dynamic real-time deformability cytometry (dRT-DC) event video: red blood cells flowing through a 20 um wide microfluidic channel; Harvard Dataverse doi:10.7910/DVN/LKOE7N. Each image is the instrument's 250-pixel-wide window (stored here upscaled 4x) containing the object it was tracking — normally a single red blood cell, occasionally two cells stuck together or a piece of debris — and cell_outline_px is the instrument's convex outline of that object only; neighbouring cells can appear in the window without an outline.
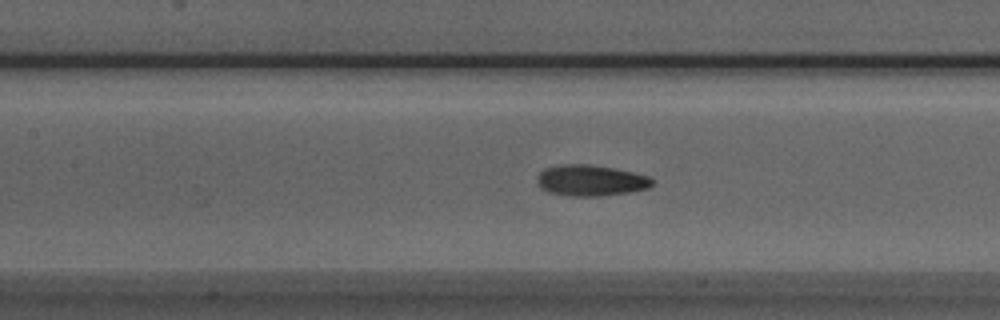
{"species": "Egyptian fruit bat (a non-hibernating species)", "species_latin": "Rousettus aegyptiacus", "temperature_condition": "room temperature", "stored_images_in_passage": 39, "camera_frame_rate_fps": 3000, "um_per_image_px": 0.085, "animal": {"sex": "male"}, "frame": {"image": 1, "passage_image": 10, "time_ms": 3.0, "image_size_px": [1000, 320], "cell_outline_px": [[652, 184], [648, 188], [628, 192], [600, 196], [572, 196], [548, 192], [540, 188], [536, 184], [536, 176], [544, 168], [560, 164], [588, 164], [616, 168], [648, 176], [652, 180]], "centroid_in_image_um": [50.14, 15.33], "position_along_channel_um": 157.3, "area_um2": 20.92}}
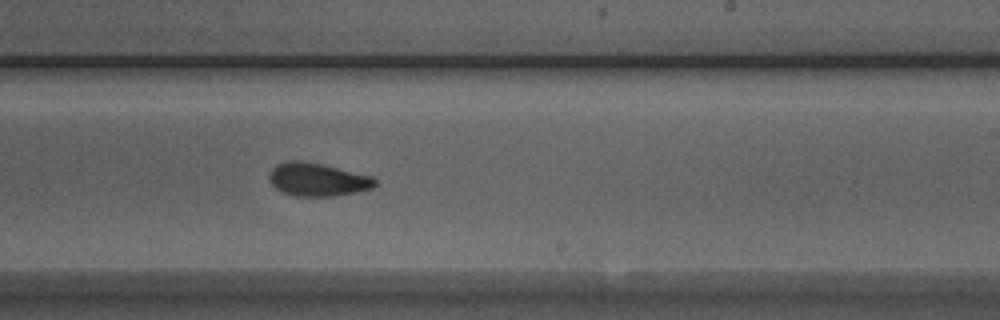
{"frame": {"image": 2, "passage_image": 18, "time_ms": 5.667, "image_size_px": [1000, 320], "cell_outline_px": [[376, 184], [372, 188], [336, 196], [292, 196], [280, 192], [268, 180], [268, 172], [276, 164], [288, 160], [300, 160], [320, 164], [372, 176], [376, 180]], "centroid_in_image_um": [26.92, 15.26], "position_along_channel_um": 262.1, "area_um2": 20.52}}
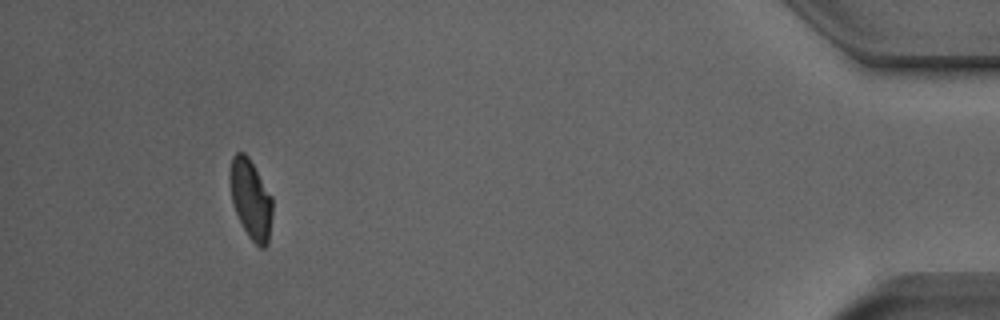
{"frame": {"image": 3, "passage_image": 35, "time_ms": 11.333, "image_size_px": [1000, 320], "cell_outline_px": [[272, 216], [268, 244], [264, 248], [260, 248], [248, 236], [236, 212], [232, 200], [228, 180], [228, 172], [232, 156], [236, 152], [244, 152], [248, 156], [272, 196]], "centroid_in_image_um": [21.3, 16.9], "position_along_channel_um": 413.9, "area_um2": 19.83}, "authors_computed_cell_mechanics": {"area_um2": 20.3456, "velocity_mm_per_s": 3.9477, "shape_relaxation_time_tau1_ms": 4.665, "shape_relaxation_time_tau2_ms": 2.2769, "deformation_change_tau1": 0.1495, "deformation_change_tau2": 0.0821}}